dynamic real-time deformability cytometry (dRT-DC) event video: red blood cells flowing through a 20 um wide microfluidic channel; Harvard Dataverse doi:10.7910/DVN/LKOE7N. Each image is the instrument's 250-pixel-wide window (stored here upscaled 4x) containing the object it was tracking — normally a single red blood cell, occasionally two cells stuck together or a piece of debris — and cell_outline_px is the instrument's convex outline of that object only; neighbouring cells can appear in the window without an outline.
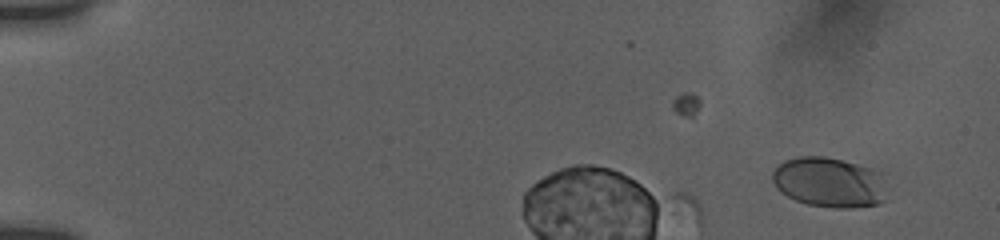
{"species": "human", "species_latin": "Homo sapiens", "temperature_condition": "room temperature", "stored_images_in_passage": 7, "camera_frame_rate_fps": 3000, "um_per_image_px": 0.085, "donor": {"sex": "female"}, "frame": {"image": 1, "passage_image": 1, "time_ms": 0.0, "image_size_px": [1000, 240], "cell_outline_px": [[888, 200], [880, 204], [852, 208], [836, 208], [808, 204], [796, 200], [780, 192], [776, 188], [772, 180], [772, 172], [776, 164], [784, 160], [796, 156], [824, 156], [888, 172]], "centroid_in_image_um": [70.6, 15.49], "position_along_channel_um": 14.4, "area_um2": 34.74}}
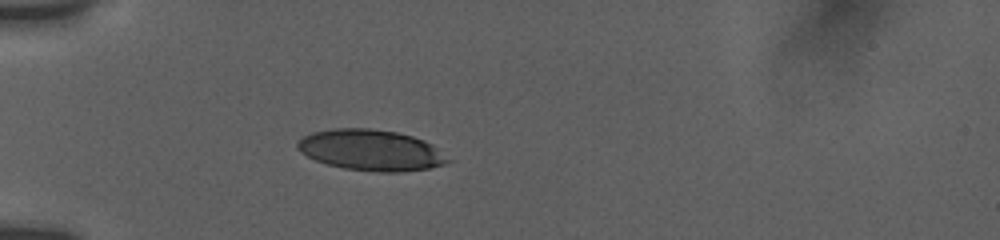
{"frame": {"image": 2, "passage_image": 7, "time_ms": 4.667, "image_size_px": [1000, 240], "cell_outline_px": [[452, 160], [444, 164], [428, 168], [400, 172], [376, 172], [344, 168], [328, 164], [316, 160], [300, 152], [296, 148], [296, 144], [304, 136], [312, 132], [332, 128], [368, 128], [396, 132], [412, 136], [424, 140], [432, 144]], "centroid_in_image_um": [31.53, 12.76], "position_along_channel_um": 53.5, "area_um2": 35.84}}